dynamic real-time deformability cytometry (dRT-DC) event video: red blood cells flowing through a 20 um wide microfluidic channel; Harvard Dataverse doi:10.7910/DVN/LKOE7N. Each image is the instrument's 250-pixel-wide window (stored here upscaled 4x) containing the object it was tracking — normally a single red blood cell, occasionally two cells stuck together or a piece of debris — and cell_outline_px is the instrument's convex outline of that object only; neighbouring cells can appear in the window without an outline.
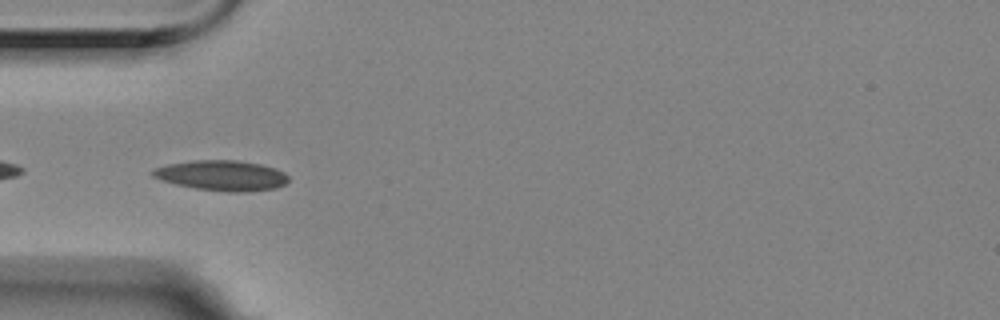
{"species": "Egyptian fruit bat (a non-hibernating species)", "species_latin": "Rousettus aegyptiacus", "temperature_condition": "room temperature", "stored_images_in_passage": 40, "camera_frame_rate_fps": 3000, "um_per_image_px": 0.085, "animal": {"sex": "female"}, "frame": {"image": 1, "passage_image": 2, "time_ms": 0.333, "image_size_px": [1000, 320], "cell_outline_px": [[288, 180], [284, 184], [276, 188], [244, 192], [228, 192], [196, 188], [176, 184], [152, 176], [148, 172], [152, 168], [168, 164], [192, 160], [236, 160], [260, 164], [276, 168], [284, 172], [288, 176]], "centroid_in_image_um": [18.83, 14.91], "position_along_channel_um": 66.2, "area_um2": 23.99}}
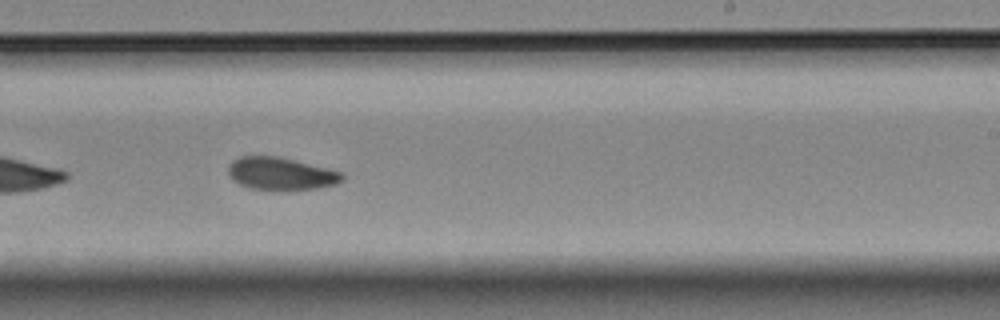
{"frame": {"image": 2, "passage_image": 19, "time_ms": 6.0, "image_size_px": [1000, 320], "cell_outline_px": [[344, 180], [336, 184], [316, 188], [252, 188], [240, 184], [232, 180], [228, 176], [228, 164], [232, 160], [240, 156], [276, 156], [328, 168], [340, 172], [344, 176]], "centroid_in_image_um": [23.83, 14.73], "position_along_channel_um": 265.2, "area_um2": 21.1}}
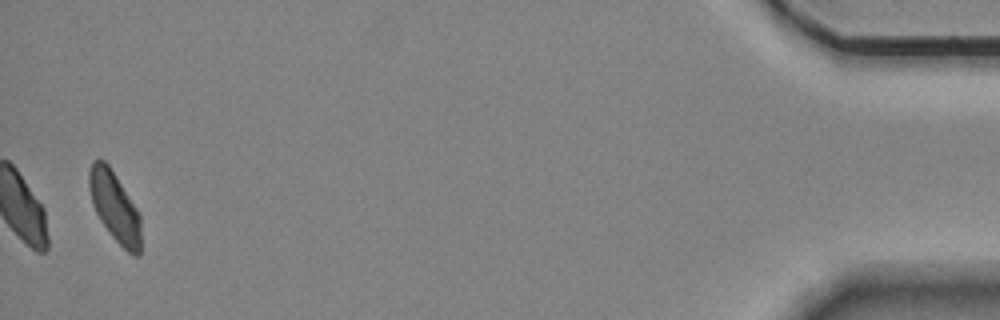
{"frame": {"image": 3, "passage_image": 40, "time_ms": 13.0, "image_size_px": [1000, 320], "cell_outline_px": [[140, 256], [132, 256], [112, 236], [100, 220], [96, 212], [88, 188], [88, 172], [92, 160], [104, 160], [108, 164], [140, 212]], "centroid_in_image_um": [9.75, 17.56], "position_along_channel_um": 425.4, "area_um2": 21.1}, "authors_computed_cell_mechanics": {"area_um2": 21.4727, "velocity_mm_per_s": 3.5083, "shape_relaxation_time_tau1_ms": null, "shape_relaxation_time_tau2_ms": 9.2083, "deformation_change_tau1": null, "deformation_change_tau2": 0.1405}}